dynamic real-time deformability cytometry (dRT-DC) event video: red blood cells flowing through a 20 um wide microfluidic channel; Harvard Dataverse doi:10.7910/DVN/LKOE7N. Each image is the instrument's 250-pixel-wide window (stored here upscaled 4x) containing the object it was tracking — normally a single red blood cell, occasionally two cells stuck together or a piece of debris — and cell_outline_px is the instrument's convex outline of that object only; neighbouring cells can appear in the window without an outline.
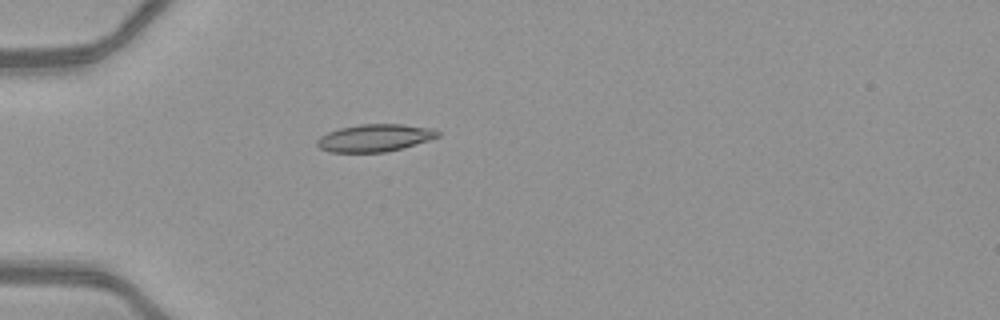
{"species": "common noctule bat (a hibernating species)", "species_latin": "Nyctalus noctula", "temperature_condition": "warm", "stored_images_in_passage": 47, "camera_frame_rate_fps": 3000, "um_per_image_px": 0.085, "animal": {"sex": "female", "body_mass_g": 21.9}, "frame": {"image": 1, "passage_image": 12, "time_ms": 3.667, "image_size_px": [1000, 320], "cell_outline_px": [[440, 136], [428, 140], [400, 148], [384, 152], [328, 152], [320, 148], [316, 144], [316, 140], [320, 136], [328, 132], [340, 128], [360, 124], [404, 124], [432, 128], [440, 132]], "centroid_in_image_um": [31.83, 11.71], "position_along_channel_um": 53.2, "area_um2": 19.19}}
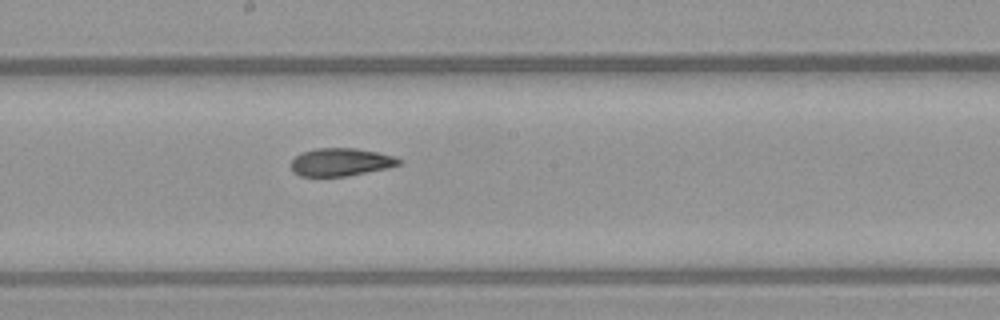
{"frame": {"image": 2, "passage_image": 25, "time_ms": 8.0, "image_size_px": [1000, 320], "cell_outline_px": [[404, 160], [400, 164], [388, 168], [344, 176], [300, 176], [292, 172], [292, 160], [296, 156], [304, 152], [316, 148], [356, 148], [396, 156]], "centroid_in_image_um": [29.0, 13.77], "position_along_channel_um": 219.2, "area_um2": 17.46}}
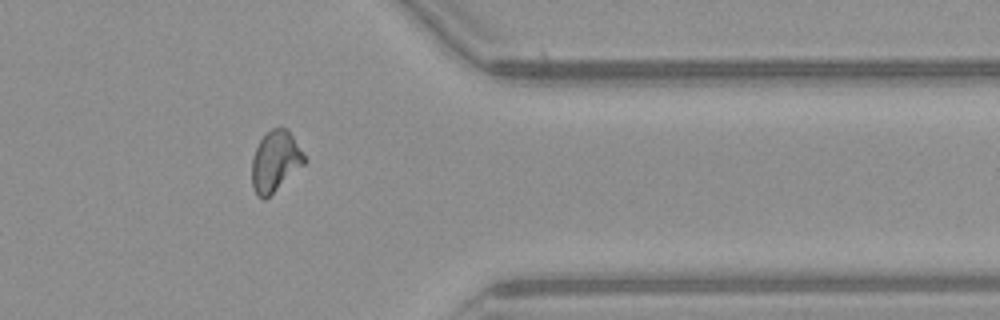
{"frame": {"image": 3, "passage_image": 38, "time_ms": 12.333, "image_size_px": [1000, 320], "cell_outline_px": [[308, 160], [304, 164], [264, 200], [256, 196], [252, 184], [252, 156], [260, 140], [272, 128], [288, 128]], "centroid_in_image_um": [23.4, 13.7], "position_along_channel_um": 388.0, "area_um2": 18.44}, "authors_computed_cell_mechanics": {"area_um2": 18.4382, "velocity_mm_per_s": 4.1536, "shape_relaxation_time_tau1_ms": null, "shape_relaxation_time_tau2_ms": 2.848, "deformation_change_tau1": null, "deformation_change_tau2": 0.1003}}